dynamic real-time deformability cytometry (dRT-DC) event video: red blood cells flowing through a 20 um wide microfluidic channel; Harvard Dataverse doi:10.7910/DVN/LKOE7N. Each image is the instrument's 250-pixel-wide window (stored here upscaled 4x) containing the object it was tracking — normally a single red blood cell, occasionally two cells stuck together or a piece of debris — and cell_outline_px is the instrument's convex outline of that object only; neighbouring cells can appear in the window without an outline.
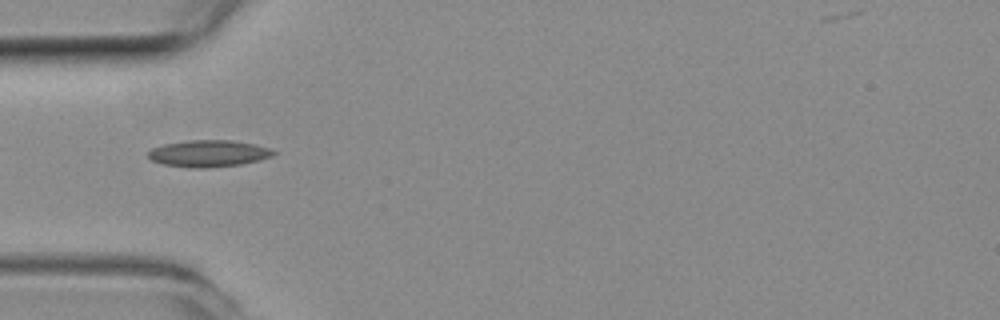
{"species": "common noctule bat (a hibernating species)", "species_latin": "Nyctalus noctula", "temperature_condition": "room temperature", "stored_images_in_passage": 9, "camera_frame_rate_fps": 3000, "um_per_image_px": 0.085, "animal": {"sex": "female", "body_mass_g": 19.3, "forearm_length_mm": 54.1}, "frame": {"image": 1, "passage_image": 1, "time_ms": 0.0, "image_size_px": [1000, 320], "cell_outline_px": [[276, 152], [272, 156], [260, 160], [240, 164], [208, 168], [188, 168], [164, 164], [152, 160], [148, 156], [148, 152], [152, 148], [164, 144], [188, 140], [232, 140], [252, 144], [268, 148]], "centroid_in_image_um": [17.7, 13.05], "position_along_channel_um": 67.3, "area_um2": 19.42}}
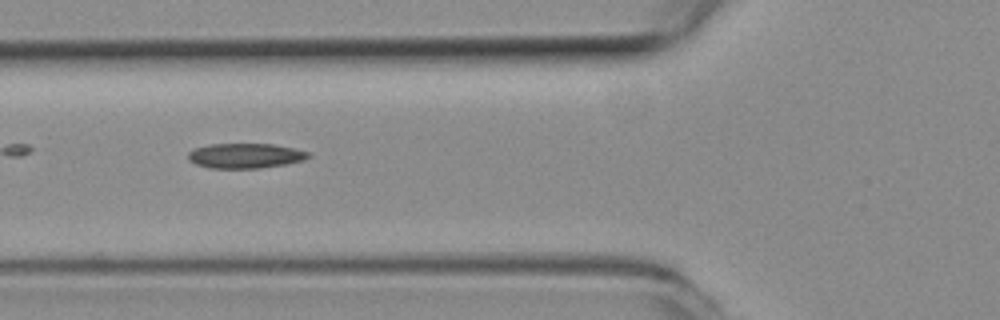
{"frame": {"image": 2, "passage_image": 4, "time_ms": 1.0, "image_size_px": [1000, 320], "cell_outline_px": [[312, 156], [304, 160], [284, 164], [260, 168], [208, 168], [196, 164], [188, 160], [188, 152], [196, 148], [208, 144], [272, 144], [296, 148], [308, 152]], "centroid_in_image_um": [20.85, 13.24], "position_along_channel_um": 104.9, "area_um2": 17.51}}
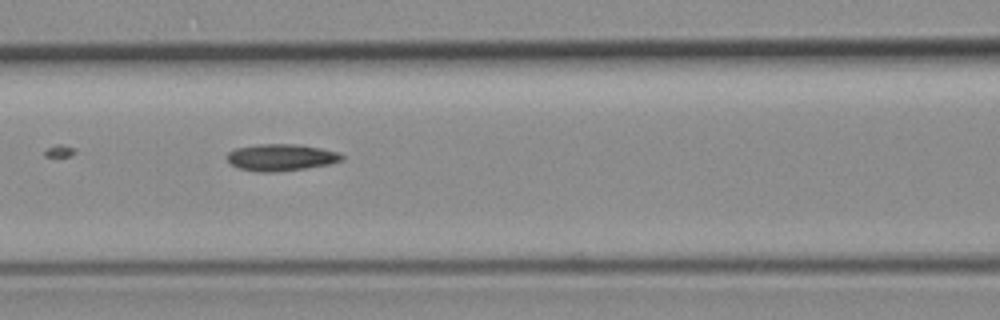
{"frame": {"image": 3, "passage_image": 7, "time_ms": 2.0, "image_size_px": [1000, 320], "cell_outline_px": [[344, 160], [328, 164], [304, 168], [276, 172], [256, 172], [240, 168], [232, 164], [228, 160], [228, 152], [236, 148], [260, 144], [292, 144], [320, 148], [336, 152], [344, 156]], "centroid_in_image_um": [23.88, 13.38], "position_along_channel_um": 142.7, "area_um2": 17.63}}